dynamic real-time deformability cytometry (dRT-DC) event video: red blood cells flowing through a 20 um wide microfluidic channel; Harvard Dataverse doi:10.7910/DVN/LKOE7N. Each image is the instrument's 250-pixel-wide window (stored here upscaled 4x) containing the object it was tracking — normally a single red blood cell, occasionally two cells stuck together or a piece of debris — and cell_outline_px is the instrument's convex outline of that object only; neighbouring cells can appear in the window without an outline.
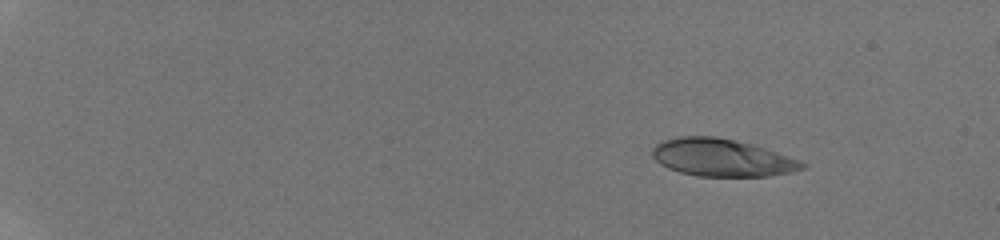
{"species": "human", "species_latin": "Homo sapiens", "temperature_condition": "room temperature", "stored_images_in_passage": 49, "camera_frame_rate_fps": 3000, "um_per_image_px": 0.085, "donor": {"sex": "male"}, "frame": {"image": 1, "passage_image": 1, "time_ms": 0.0, "image_size_px": [1000, 240], "cell_outline_px": [[772, 172], [760, 176], [708, 176], [688, 172], [672, 168], [664, 164], [656, 148], [672, 140], [728, 140], [736, 144], [772, 168]], "centroid_in_image_um": [60.49, 13.47], "position_along_channel_um": 24.5, "area_um2": 22.54}}
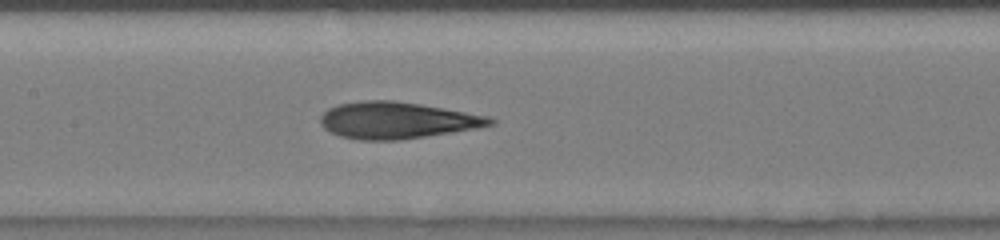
{"frame": {"image": 2, "passage_image": 24, "time_ms": 7.667, "image_size_px": [1000, 240], "cell_outline_px": [[488, 120], [484, 124], [412, 136], [352, 136], [336, 132], [328, 128], [324, 120], [324, 116], [328, 112], [336, 108], [348, 104], [408, 104], [456, 112]], "centroid_in_image_um": [33.59, 10.21], "position_along_channel_um": 173.8, "area_um2": 28.5}}
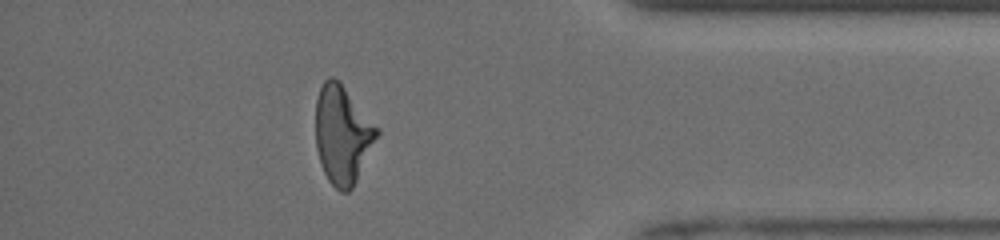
{"frame": {"image": 3, "passage_image": 43, "time_ms": 14.0, "image_size_px": [1000, 240], "cell_outline_px": [[376, 136], [352, 184], [348, 188], [340, 188], [328, 176], [324, 168], [320, 156], [316, 140], [316, 104], [320, 92], [324, 84], [328, 80], [336, 80], [340, 84], [376, 128]], "centroid_in_image_um": [29.06, 11.39], "position_along_channel_um": 406.1, "area_um2": 31.39}, "authors_computed_cell_mechanics": {"area_um2": 28.7266, "velocity_mm_per_s": 3.9904, "shape_relaxation_time_tau1_ms": 9.919, "shape_relaxation_time_tau2_ms": 1.6068, "deformation_change_tau1": 0.3279, "deformation_change_tau2": 0.1122}}